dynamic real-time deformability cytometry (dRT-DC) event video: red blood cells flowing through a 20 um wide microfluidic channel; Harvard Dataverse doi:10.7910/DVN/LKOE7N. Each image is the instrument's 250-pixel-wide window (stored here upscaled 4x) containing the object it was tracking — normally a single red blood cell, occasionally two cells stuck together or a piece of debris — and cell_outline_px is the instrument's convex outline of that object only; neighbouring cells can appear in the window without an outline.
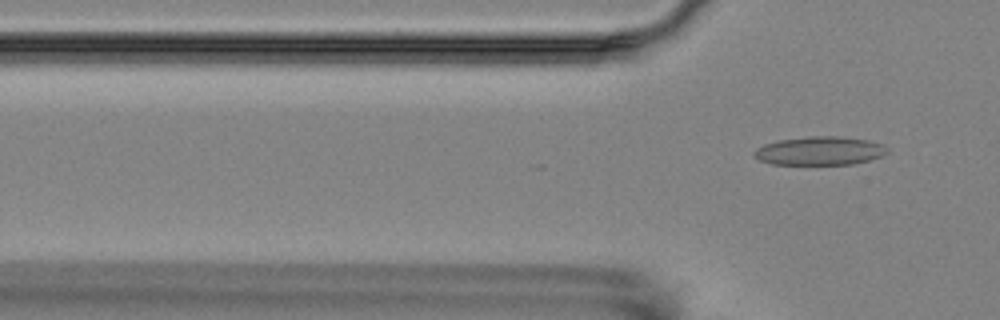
{"species": "Egyptian fruit bat (a non-hibernating species)", "species_latin": "Rousettus aegyptiacus", "temperature_condition": "room temperature", "stored_images_in_passage": 4, "segment_of_instrument_passage": [2, 2], "camera_frame_rate_fps": 3000, "um_per_image_px": 0.085, "animal": {"sex": "female"}, "frame": {"image": 1, "passage_image": 4, "time_ms": 3.333, "image_size_px": [1000, 320], "cell_outline_px": [[888, 152], [880, 156], [868, 160], [852, 164], [772, 164], [760, 160], [752, 152], [756, 148], [764, 144], [780, 140], [808, 136], [840, 136], [868, 140], [884, 144], [888, 148]], "centroid_in_image_um": [69.69, 12.81], "position_along_channel_um": 56.1, "area_um2": 22.08}}